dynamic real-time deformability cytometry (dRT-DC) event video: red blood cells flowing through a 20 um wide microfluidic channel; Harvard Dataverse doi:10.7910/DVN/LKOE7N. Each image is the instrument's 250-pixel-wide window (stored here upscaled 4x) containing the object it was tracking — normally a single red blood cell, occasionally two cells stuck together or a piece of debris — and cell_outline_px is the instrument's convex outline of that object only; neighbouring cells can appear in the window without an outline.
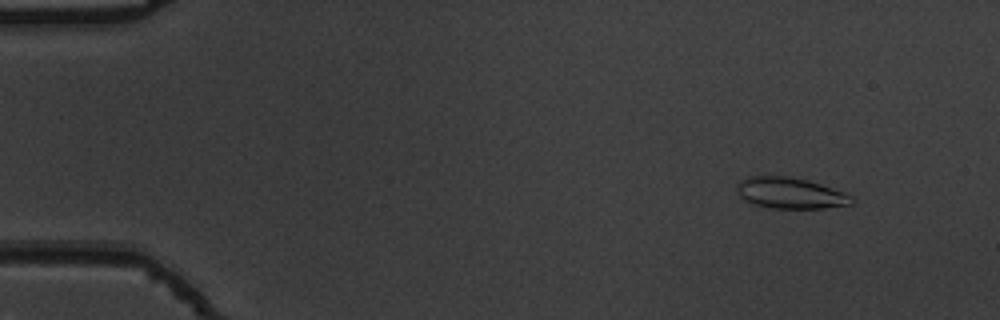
{"species": "common noctule bat (a hibernating species)", "species_latin": "Nyctalus noctula", "temperature_condition": "warm", "stored_images_in_passage": 55, "camera_frame_rate_fps": 3000, "um_per_image_px": 0.085, "animal": {"sex": "male", "body_mass_g": 19.5, "forearm_length_mm": 54.6}, "frame": {"image": 1, "passage_image": 6, "time_ms": 1.667, "image_size_px": [1000, 320], "cell_outline_px": [[856, 200], [852, 204], [824, 208], [772, 208], [752, 204], [744, 200], [740, 196], [736, 188], [740, 180], [748, 176], [792, 176], [808, 180], [844, 192], [852, 196]], "centroid_in_image_um": [67.18, 16.41], "position_along_channel_um": 17.8, "area_um2": 20.92}}
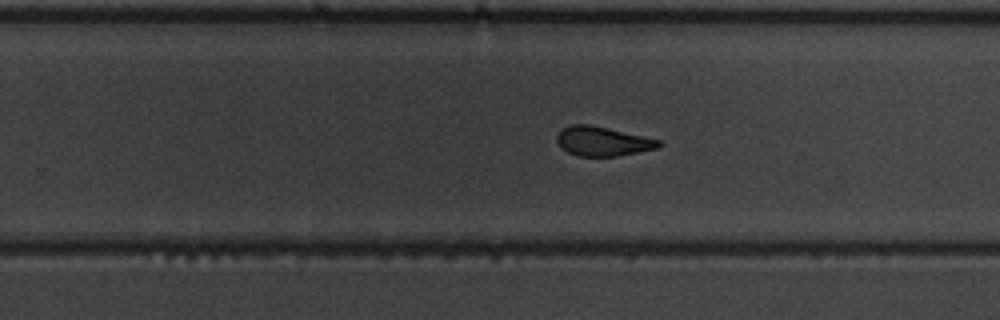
{"frame": {"image": 2, "passage_image": 35, "time_ms": 11.333, "image_size_px": [1000, 320], "cell_outline_px": [[664, 144], [660, 148], [616, 156], [576, 156], [560, 148], [556, 140], [556, 136], [560, 128], [572, 124], [588, 124], [608, 128], [644, 136], [660, 140]], "centroid_in_image_um": [51.21, 12.01], "position_along_channel_um": 278.6, "area_um2": 17.69}}
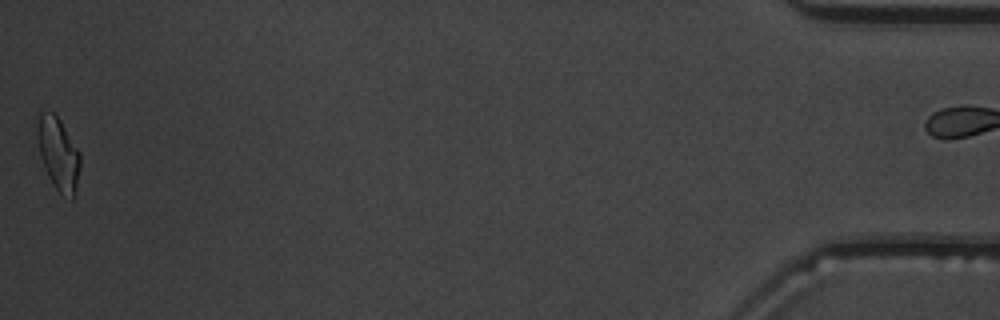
{"frame": {"image": 3, "passage_image": 54, "time_ms": 17.667, "image_size_px": [1000, 320], "cell_outline_px": [[80, 168], [76, 188], [72, 200], [60, 192], [52, 184], [48, 176], [40, 156], [36, 132], [36, 112], [52, 112], [60, 120], [80, 152]], "centroid_in_image_um": [4.93, 13.03], "position_along_channel_um": 430.3, "area_um2": 18.26}}